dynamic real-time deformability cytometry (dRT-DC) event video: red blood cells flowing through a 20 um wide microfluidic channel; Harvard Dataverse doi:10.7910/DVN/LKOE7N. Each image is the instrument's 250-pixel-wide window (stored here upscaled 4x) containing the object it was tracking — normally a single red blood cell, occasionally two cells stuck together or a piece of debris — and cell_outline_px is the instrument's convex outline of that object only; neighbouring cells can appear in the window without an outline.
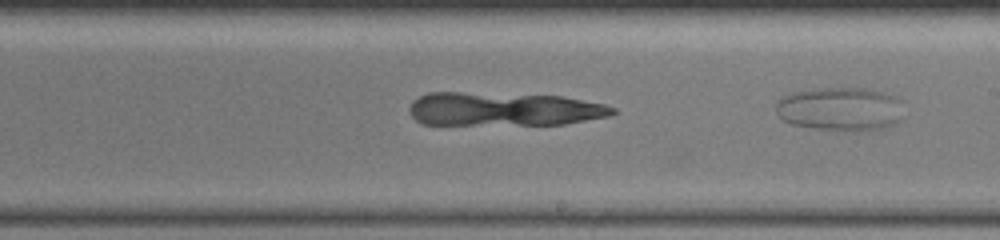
{"species": "common noctule bat (a hibernating species)", "species_latin": "Nyctalus noctula", "temperature_condition": "warm", "stored_images_in_passage": 20, "camera_frame_rate_fps": 3000, "um_per_image_px": 0.085, "animal": {"sex": "female", "body_mass_g": 19.5, "forearm_length_mm": 54.1}, "frame": {"image": 1, "passage_image": 15, "time_ms": 4.667, "image_size_px": [1000, 240], "cell_outline_px": [[616, 112], [608, 116], [564, 124], [424, 124], [416, 120], [412, 116], [408, 108], [412, 100], [428, 92], [460, 92], [560, 96], [604, 104], [616, 108]], "centroid_in_image_um": [42.78, 9.27], "position_along_channel_um": 246.2, "area_um2": 39.59}}